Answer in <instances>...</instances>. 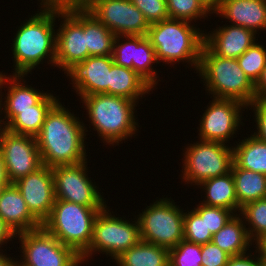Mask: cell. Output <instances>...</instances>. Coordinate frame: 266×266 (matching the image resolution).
<instances>
[{
	"instance_id": "obj_1",
	"label": "cell",
	"mask_w": 266,
	"mask_h": 266,
	"mask_svg": "<svg viewBox=\"0 0 266 266\" xmlns=\"http://www.w3.org/2000/svg\"><path fill=\"white\" fill-rule=\"evenodd\" d=\"M64 106L59 100L51 108L36 136L42 164L50 168L80 164L88 159L87 127Z\"/></svg>"
},
{
	"instance_id": "obj_2",
	"label": "cell",
	"mask_w": 266,
	"mask_h": 266,
	"mask_svg": "<svg viewBox=\"0 0 266 266\" xmlns=\"http://www.w3.org/2000/svg\"><path fill=\"white\" fill-rule=\"evenodd\" d=\"M38 13L25 19L12 39V74L32 73L44 60L55 66L57 9L53 5H39Z\"/></svg>"
},
{
	"instance_id": "obj_3",
	"label": "cell",
	"mask_w": 266,
	"mask_h": 266,
	"mask_svg": "<svg viewBox=\"0 0 266 266\" xmlns=\"http://www.w3.org/2000/svg\"><path fill=\"white\" fill-rule=\"evenodd\" d=\"M82 106L87 110L89 125L97 131L105 145H118L129 137L136 136L138 117H135L138 103L121 96L100 93L82 96Z\"/></svg>"
},
{
	"instance_id": "obj_4",
	"label": "cell",
	"mask_w": 266,
	"mask_h": 266,
	"mask_svg": "<svg viewBox=\"0 0 266 266\" xmlns=\"http://www.w3.org/2000/svg\"><path fill=\"white\" fill-rule=\"evenodd\" d=\"M195 24L179 19H165L151 24L147 37L160 62L175 64L185 62L197 73L201 51L204 46V30Z\"/></svg>"
},
{
	"instance_id": "obj_5",
	"label": "cell",
	"mask_w": 266,
	"mask_h": 266,
	"mask_svg": "<svg viewBox=\"0 0 266 266\" xmlns=\"http://www.w3.org/2000/svg\"><path fill=\"white\" fill-rule=\"evenodd\" d=\"M197 73L210 98L233 99L248 106L255 99V84L248 78L237 59L214 55L202 48Z\"/></svg>"
},
{
	"instance_id": "obj_6",
	"label": "cell",
	"mask_w": 266,
	"mask_h": 266,
	"mask_svg": "<svg viewBox=\"0 0 266 266\" xmlns=\"http://www.w3.org/2000/svg\"><path fill=\"white\" fill-rule=\"evenodd\" d=\"M103 208L55 199L50 215L42 223V227L81 256L92 242L94 222Z\"/></svg>"
},
{
	"instance_id": "obj_7",
	"label": "cell",
	"mask_w": 266,
	"mask_h": 266,
	"mask_svg": "<svg viewBox=\"0 0 266 266\" xmlns=\"http://www.w3.org/2000/svg\"><path fill=\"white\" fill-rule=\"evenodd\" d=\"M106 205L97 215L94 222L93 238L89 248L81 255L86 264L93 254H105L115 260L140 240L138 219L129 221L125 217H116ZM113 214V215H112ZM96 252V253H95ZM100 252V253H99ZM85 261V262H84Z\"/></svg>"
},
{
	"instance_id": "obj_8",
	"label": "cell",
	"mask_w": 266,
	"mask_h": 266,
	"mask_svg": "<svg viewBox=\"0 0 266 266\" xmlns=\"http://www.w3.org/2000/svg\"><path fill=\"white\" fill-rule=\"evenodd\" d=\"M171 198H160L137 215L142 241L174 248L184 240V210Z\"/></svg>"
},
{
	"instance_id": "obj_9",
	"label": "cell",
	"mask_w": 266,
	"mask_h": 266,
	"mask_svg": "<svg viewBox=\"0 0 266 266\" xmlns=\"http://www.w3.org/2000/svg\"><path fill=\"white\" fill-rule=\"evenodd\" d=\"M182 180L192 186L202 181L231 172L233 148L216 141H199L186 145L183 150ZM185 156V157H184Z\"/></svg>"
},
{
	"instance_id": "obj_10",
	"label": "cell",
	"mask_w": 266,
	"mask_h": 266,
	"mask_svg": "<svg viewBox=\"0 0 266 266\" xmlns=\"http://www.w3.org/2000/svg\"><path fill=\"white\" fill-rule=\"evenodd\" d=\"M23 266H82L81 256L63 245L43 227L16 234ZM22 261V262H21Z\"/></svg>"
},
{
	"instance_id": "obj_11",
	"label": "cell",
	"mask_w": 266,
	"mask_h": 266,
	"mask_svg": "<svg viewBox=\"0 0 266 266\" xmlns=\"http://www.w3.org/2000/svg\"><path fill=\"white\" fill-rule=\"evenodd\" d=\"M87 160L74 165L53 168L55 199L87 207H105L101 189L88 177ZM100 189V190H98Z\"/></svg>"
},
{
	"instance_id": "obj_12",
	"label": "cell",
	"mask_w": 266,
	"mask_h": 266,
	"mask_svg": "<svg viewBox=\"0 0 266 266\" xmlns=\"http://www.w3.org/2000/svg\"><path fill=\"white\" fill-rule=\"evenodd\" d=\"M210 102L199 119L198 140L230 143L240 124L244 125L242 113L247 106L233 99L213 98Z\"/></svg>"
},
{
	"instance_id": "obj_13",
	"label": "cell",
	"mask_w": 266,
	"mask_h": 266,
	"mask_svg": "<svg viewBox=\"0 0 266 266\" xmlns=\"http://www.w3.org/2000/svg\"><path fill=\"white\" fill-rule=\"evenodd\" d=\"M60 27L56 31L55 67L66 71L90 55L85 41V11L63 12L57 9Z\"/></svg>"
},
{
	"instance_id": "obj_14",
	"label": "cell",
	"mask_w": 266,
	"mask_h": 266,
	"mask_svg": "<svg viewBox=\"0 0 266 266\" xmlns=\"http://www.w3.org/2000/svg\"><path fill=\"white\" fill-rule=\"evenodd\" d=\"M0 156L5 161L11 183L43 166L36 137L14 134L6 129L0 138Z\"/></svg>"
},
{
	"instance_id": "obj_15",
	"label": "cell",
	"mask_w": 266,
	"mask_h": 266,
	"mask_svg": "<svg viewBox=\"0 0 266 266\" xmlns=\"http://www.w3.org/2000/svg\"><path fill=\"white\" fill-rule=\"evenodd\" d=\"M89 12L116 36H147L150 27L130 0H100Z\"/></svg>"
},
{
	"instance_id": "obj_16",
	"label": "cell",
	"mask_w": 266,
	"mask_h": 266,
	"mask_svg": "<svg viewBox=\"0 0 266 266\" xmlns=\"http://www.w3.org/2000/svg\"><path fill=\"white\" fill-rule=\"evenodd\" d=\"M31 214L42 224L55 203L53 168L43 165L14 182Z\"/></svg>"
},
{
	"instance_id": "obj_17",
	"label": "cell",
	"mask_w": 266,
	"mask_h": 266,
	"mask_svg": "<svg viewBox=\"0 0 266 266\" xmlns=\"http://www.w3.org/2000/svg\"><path fill=\"white\" fill-rule=\"evenodd\" d=\"M114 64L112 55L89 56L81 63H75L64 75L71 79L70 84L77 96L109 94L110 69Z\"/></svg>"
},
{
	"instance_id": "obj_18",
	"label": "cell",
	"mask_w": 266,
	"mask_h": 266,
	"mask_svg": "<svg viewBox=\"0 0 266 266\" xmlns=\"http://www.w3.org/2000/svg\"><path fill=\"white\" fill-rule=\"evenodd\" d=\"M256 34L237 25L219 26L215 30H205L204 45L217 56L237 59L240 57L256 39Z\"/></svg>"
},
{
	"instance_id": "obj_19",
	"label": "cell",
	"mask_w": 266,
	"mask_h": 266,
	"mask_svg": "<svg viewBox=\"0 0 266 266\" xmlns=\"http://www.w3.org/2000/svg\"><path fill=\"white\" fill-rule=\"evenodd\" d=\"M213 13L255 34L259 35V30L266 31V0H221Z\"/></svg>"
},
{
	"instance_id": "obj_20",
	"label": "cell",
	"mask_w": 266,
	"mask_h": 266,
	"mask_svg": "<svg viewBox=\"0 0 266 266\" xmlns=\"http://www.w3.org/2000/svg\"><path fill=\"white\" fill-rule=\"evenodd\" d=\"M59 96L49 92L33 109L0 110L5 129L14 134L36 137L51 108L59 101ZM5 119V121H4Z\"/></svg>"
},
{
	"instance_id": "obj_21",
	"label": "cell",
	"mask_w": 266,
	"mask_h": 266,
	"mask_svg": "<svg viewBox=\"0 0 266 266\" xmlns=\"http://www.w3.org/2000/svg\"><path fill=\"white\" fill-rule=\"evenodd\" d=\"M0 217L15 234L42 227L14 183L8 185L0 195Z\"/></svg>"
},
{
	"instance_id": "obj_22",
	"label": "cell",
	"mask_w": 266,
	"mask_h": 266,
	"mask_svg": "<svg viewBox=\"0 0 266 266\" xmlns=\"http://www.w3.org/2000/svg\"><path fill=\"white\" fill-rule=\"evenodd\" d=\"M27 76L28 75L24 74L5 75L0 89V110L33 109V106L37 105L49 93L43 92V90L38 91L31 85H26L24 77ZM2 88L4 91H7L6 94L2 92ZM4 88L7 89L5 90ZM3 96L4 98H2ZM3 100L5 101L2 102Z\"/></svg>"
},
{
	"instance_id": "obj_23",
	"label": "cell",
	"mask_w": 266,
	"mask_h": 266,
	"mask_svg": "<svg viewBox=\"0 0 266 266\" xmlns=\"http://www.w3.org/2000/svg\"><path fill=\"white\" fill-rule=\"evenodd\" d=\"M153 88L133 69L118 66L115 63L110 69L109 94L136 101L151 94Z\"/></svg>"
},
{
	"instance_id": "obj_24",
	"label": "cell",
	"mask_w": 266,
	"mask_h": 266,
	"mask_svg": "<svg viewBox=\"0 0 266 266\" xmlns=\"http://www.w3.org/2000/svg\"><path fill=\"white\" fill-rule=\"evenodd\" d=\"M197 186L200 190L203 189L206 195L203 196L205 199L200 201L202 204L226 208L234 214L240 212L241 207L238 205L236 198L235 182L232 172L219 177L206 179Z\"/></svg>"
},
{
	"instance_id": "obj_25",
	"label": "cell",
	"mask_w": 266,
	"mask_h": 266,
	"mask_svg": "<svg viewBox=\"0 0 266 266\" xmlns=\"http://www.w3.org/2000/svg\"><path fill=\"white\" fill-rule=\"evenodd\" d=\"M212 242L230 256L242 255L255 245L247 232L240 214H234L230 220L212 237ZM249 250V251H248Z\"/></svg>"
},
{
	"instance_id": "obj_26",
	"label": "cell",
	"mask_w": 266,
	"mask_h": 266,
	"mask_svg": "<svg viewBox=\"0 0 266 266\" xmlns=\"http://www.w3.org/2000/svg\"><path fill=\"white\" fill-rule=\"evenodd\" d=\"M114 261L117 266H169V249L140 240Z\"/></svg>"
},
{
	"instance_id": "obj_27",
	"label": "cell",
	"mask_w": 266,
	"mask_h": 266,
	"mask_svg": "<svg viewBox=\"0 0 266 266\" xmlns=\"http://www.w3.org/2000/svg\"><path fill=\"white\" fill-rule=\"evenodd\" d=\"M250 135L232 146L233 162L242 169L266 175V142Z\"/></svg>"
},
{
	"instance_id": "obj_28",
	"label": "cell",
	"mask_w": 266,
	"mask_h": 266,
	"mask_svg": "<svg viewBox=\"0 0 266 266\" xmlns=\"http://www.w3.org/2000/svg\"><path fill=\"white\" fill-rule=\"evenodd\" d=\"M231 172L235 182V193L238 205L266 198V175L245 170L238 167L234 162Z\"/></svg>"
},
{
	"instance_id": "obj_29",
	"label": "cell",
	"mask_w": 266,
	"mask_h": 266,
	"mask_svg": "<svg viewBox=\"0 0 266 266\" xmlns=\"http://www.w3.org/2000/svg\"><path fill=\"white\" fill-rule=\"evenodd\" d=\"M115 36L93 14L85 11V41L90 56L112 55Z\"/></svg>"
},
{
	"instance_id": "obj_30",
	"label": "cell",
	"mask_w": 266,
	"mask_h": 266,
	"mask_svg": "<svg viewBox=\"0 0 266 266\" xmlns=\"http://www.w3.org/2000/svg\"><path fill=\"white\" fill-rule=\"evenodd\" d=\"M184 211V240L201 245L211 242L213 235L207 230L206 205L199 202L190 212Z\"/></svg>"
},
{
	"instance_id": "obj_31",
	"label": "cell",
	"mask_w": 266,
	"mask_h": 266,
	"mask_svg": "<svg viewBox=\"0 0 266 266\" xmlns=\"http://www.w3.org/2000/svg\"><path fill=\"white\" fill-rule=\"evenodd\" d=\"M158 64L155 50L151 45L150 39L145 36L135 49L134 61L132 69L142 77L153 89H155L160 81L156 69L153 64ZM152 66V67H151Z\"/></svg>"
},
{
	"instance_id": "obj_32",
	"label": "cell",
	"mask_w": 266,
	"mask_h": 266,
	"mask_svg": "<svg viewBox=\"0 0 266 266\" xmlns=\"http://www.w3.org/2000/svg\"><path fill=\"white\" fill-rule=\"evenodd\" d=\"M239 214L245 226L249 225L247 232L253 243L266 239V198L245 204Z\"/></svg>"
},
{
	"instance_id": "obj_33",
	"label": "cell",
	"mask_w": 266,
	"mask_h": 266,
	"mask_svg": "<svg viewBox=\"0 0 266 266\" xmlns=\"http://www.w3.org/2000/svg\"><path fill=\"white\" fill-rule=\"evenodd\" d=\"M169 18L193 22L205 20L213 14V8L204 0H166Z\"/></svg>"
},
{
	"instance_id": "obj_34",
	"label": "cell",
	"mask_w": 266,
	"mask_h": 266,
	"mask_svg": "<svg viewBox=\"0 0 266 266\" xmlns=\"http://www.w3.org/2000/svg\"><path fill=\"white\" fill-rule=\"evenodd\" d=\"M237 62L248 78L255 84L266 66V47L256 41L237 58Z\"/></svg>"
},
{
	"instance_id": "obj_35",
	"label": "cell",
	"mask_w": 266,
	"mask_h": 266,
	"mask_svg": "<svg viewBox=\"0 0 266 266\" xmlns=\"http://www.w3.org/2000/svg\"><path fill=\"white\" fill-rule=\"evenodd\" d=\"M201 244L186 240L169 250V266H201Z\"/></svg>"
},
{
	"instance_id": "obj_36",
	"label": "cell",
	"mask_w": 266,
	"mask_h": 266,
	"mask_svg": "<svg viewBox=\"0 0 266 266\" xmlns=\"http://www.w3.org/2000/svg\"><path fill=\"white\" fill-rule=\"evenodd\" d=\"M144 37L135 35L115 36L112 49L113 62L118 66L132 69L135 49Z\"/></svg>"
},
{
	"instance_id": "obj_37",
	"label": "cell",
	"mask_w": 266,
	"mask_h": 266,
	"mask_svg": "<svg viewBox=\"0 0 266 266\" xmlns=\"http://www.w3.org/2000/svg\"><path fill=\"white\" fill-rule=\"evenodd\" d=\"M144 15L149 25L168 19L166 0H130Z\"/></svg>"
},
{
	"instance_id": "obj_38",
	"label": "cell",
	"mask_w": 266,
	"mask_h": 266,
	"mask_svg": "<svg viewBox=\"0 0 266 266\" xmlns=\"http://www.w3.org/2000/svg\"><path fill=\"white\" fill-rule=\"evenodd\" d=\"M201 266H227L230 255L212 241L201 245Z\"/></svg>"
},
{
	"instance_id": "obj_39",
	"label": "cell",
	"mask_w": 266,
	"mask_h": 266,
	"mask_svg": "<svg viewBox=\"0 0 266 266\" xmlns=\"http://www.w3.org/2000/svg\"><path fill=\"white\" fill-rule=\"evenodd\" d=\"M234 215L231 210L222 207H214L206 205V225L214 235L218 232Z\"/></svg>"
},
{
	"instance_id": "obj_40",
	"label": "cell",
	"mask_w": 266,
	"mask_h": 266,
	"mask_svg": "<svg viewBox=\"0 0 266 266\" xmlns=\"http://www.w3.org/2000/svg\"><path fill=\"white\" fill-rule=\"evenodd\" d=\"M251 107V108H250ZM250 108L249 110H252L254 113L255 119L254 122L256 125L257 130L252 133L255 137L258 139L266 142V101L259 100V99H254L248 106L247 109Z\"/></svg>"
},
{
	"instance_id": "obj_41",
	"label": "cell",
	"mask_w": 266,
	"mask_h": 266,
	"mask_svg": "<svg viewBox=\"0 0 266 266\" xmlns=\"http://www.w3.org/2000/svg\"><path fill=\"white\" fill-rule=\"evenodd\" d=\"M100 0H56L52 5L63 12L90 11Z\"/></svg>"
},
{
	"instance_id": "obj_42",
	"label": "cell",
	"mask_w": 266,
	"mask_h": 266,
	"mask_svg": "<svg viewBox=\"0 0 266 266\" xmlns=\"http://www.w3.org/2000/svg\"><path fill=\"white\" fill-rule=\"evenodd\" d=\"M254 248V254L250 250V253L247 252L242 255L230 256L227 266H262V257L256 247Z\"/></svg>"
},
{
	"instance_id": "obj_43",
	"label": "cell",
	"mask_w": 266,
	"mask_h": 266,
	"mask_svg": "<svg viewBox=\"0 0 266 266\" xmlns=\"http://www.w3.org/2000/svg\"><path fill=\"white\" fill-rule=\"evenodd\" d=\"M16 238V234L9 228V226L0 217V249L3 248L2 245L6 244L12 239Z\"/></svg>"
},
{
	"instance_id": "obj_44",
	"label": "cell",
	"mask_w": 266,
	"mask_h": 266,
	"mask_svg": "<svg viewBox=\"0 0 266 266\" xmlns=\"http://www.w3.org/2000/svg\"><path fill=\"white\" fill-rule=\"evenodd\" d=\"M255 98L266 101V66L255 83Z\"/></svg>"
},
{
	"instance_id": "obj_45",
	"label": "cell",
	"mask_w": 266,
	"mask_h": 266,
	"mask_svg": "<svg viewBox=\"0 0 266 266\" xmlns=\"http://www.w3.org/2000/svg\"><path fill=\"white\" fill-rule=\"evenodd\" d=\"M255 247L262 257V266H266V239L259 241Z\"/></svg>"
},
{
	"instance_id": "obj_46",
	"label": "cell",
	"mask_w": 266,
	"mask_h": 266,
	"mask_svg": "<svg viewBox=\"0 0 266 266\" xmlns=\"http://www.w3.org/2000/svg\"><path fill=\"white\" fill-rule=\"evenodd\" d=\"M0 182H10L7 176L4 159L0 156Z\"/></svg>"
},
{
	"instance_id": "obj_47",
	"label": "cell",
	"mask_w": 266,
	"mask_h": 266,
	"mask_svg": "<svg viewBox=\"0 0 266 266\" xmlns=\"http://www.w3.org/2000/svg\"><path fill=\"white\" fill-rule=\"evenodd\" d=\"M4 251L0 249V266H10L12 261L15 259L14 257H10L6 254L3 253Z\"/></svg>"
},
{
	"instance_id": "obj_48",
	"label": "cell",
	"mask_w": 266,
	"mask_h": 266,
	"mask_svg": "<svg viewBox=\"0 0 266 266\" xmlns=\"http://www.w3.org/2000/svg\"><path fill=\"white\" fill-rule=\"evenodd\" d=\"M212 8H214L221 0H204Z\"/></svg>"
},
{
	"instance_id": "obj_49",
	"label": "cell",
	"mask_w": 266,
	"mask_h": 266,
	"mask_svg": "<svg viewBox=\"0 0 266 266\" xmlns=\"http://www.w3.org/2000/svg\"><path fill=\"white\" fill-rule=\"evenodd\" d=\"M10 184L11 182H0V195L2 194L3 190Z\"/></svg>"
},
{
	"instance_id": "obj_50",
	"label": "cell",
	"mask_w": 266,
	"mask_h": 266,
	"mask_svg": "<svg viewBox=\"0 0 266 266\" xmlns=\"http://www.w3.org/2000/svg\"><path fill=\"white\" fill-rule=\"evenodd\" d=\"M41 5H52L56 0H37Z\"/></svg>"
},
{
	"instance_id": "obj_51",
	"label": "cell",
	"mask_w": 266,
	"mask_h": 266,
	"mask_svg": "<svg viewBox=\"0 0 266 266\" xmlns=\"http://www.w3.org/2000/svg\"><path fill=\"white\" fill-rule=\"evenodd\" d=\"M1 115H2V114L0 113V116H1ZM1 118H3V116L0 117V138H1V134H2V132L5 130V126H4L3 120H2Z\"/></svg>"
},
{
	"instance_id": "obj_52",
	"label": "cell",
	"mask_w": 266,
	"mask_h": 266,
	"mask_svg": "<svg viewBox=\"0 0 266 266\" xmlns=\"http://www.w3.org/2000/svg\"><path fill=\"white\" fill-rule=\"evenodd\" d=\"M18 259H15L12 261V263L10 264V266H23L22 264L19 263V261H17Z\"/></svg>"
},
{
	"instance_id": "obj_53",
	"label": "cell",
	"mask_w": 266,
	"mask_h": 266,
	"mask_svg": "<svg viewBox=\"0 0 266 266\" xmlns=\"http://www.w3.org/2000/svg\"><path fill=\"white\" fill-rule=\"evenodd\" d=\"M5 73L3 74V71L0 72V89H1V85H2V81H3V78L5 77Z\"/></svg>"
}]
</instances>
